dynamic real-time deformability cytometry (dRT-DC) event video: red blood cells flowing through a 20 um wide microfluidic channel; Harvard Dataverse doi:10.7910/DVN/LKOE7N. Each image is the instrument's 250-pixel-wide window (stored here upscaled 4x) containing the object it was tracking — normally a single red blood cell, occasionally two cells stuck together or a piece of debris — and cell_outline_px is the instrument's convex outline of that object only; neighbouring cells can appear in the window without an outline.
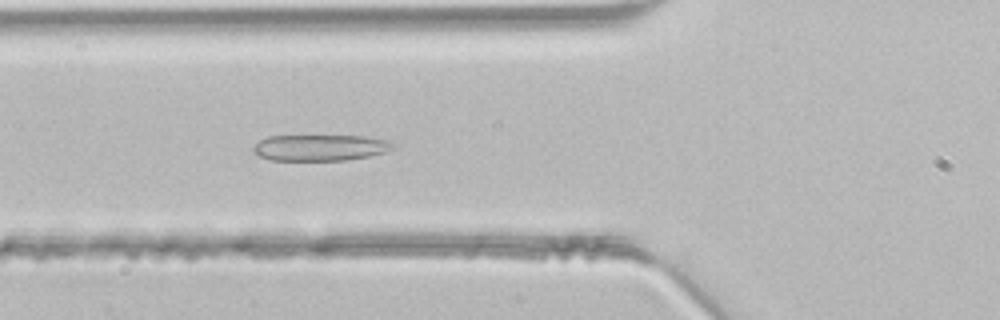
{"species": "common noctule bat (a hibernating species)", "species_latin": "Nyctalus noctula", "temperature_condition": "room temperature", "stored_images_in_passage": 45, "camera_frame_rate_fps": 3000, "um_per_image_px": 0.085, "animal": {"sex": "male", "body_mass_g": 21.5, "forearm_length_mm": 52.0}, "frame": {"image": 1, "passage_image": 16, "time_ms": 5.0, "image_size_px": [1000, 320], "cell_outline_px": [[396, 144], [392, 148], [384, 152], [368, 156], [348, 160], [272, 160], [260, 156], [252, 148], [260, 140], [268, 136], [364, 136], [388, 140]], "centroid_in_image_um": [27.24, 12.54], "position_along_channel_um": 98.6, "area_um2": 21.1}}
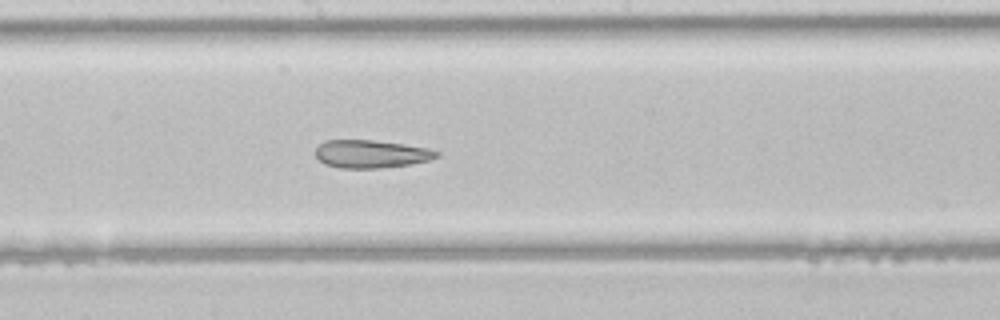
{"frame": {"image": 2, "passage_image": 24, "time_ms": 7.667, "image_size_px": [1000, 320], "cell_outline_px": [[440, 156], [428, 160], [412, 164], [380, 168], [340, 168], [324, 164], [316, 156], [316, 148], [324, 140], [372, 140], [404, 144], [428, 148], [440, 152]], "centroid_in_image_um": [31.55, 13.09], "position_along_channel_um": 216.6, "area_um2": 19.77}}
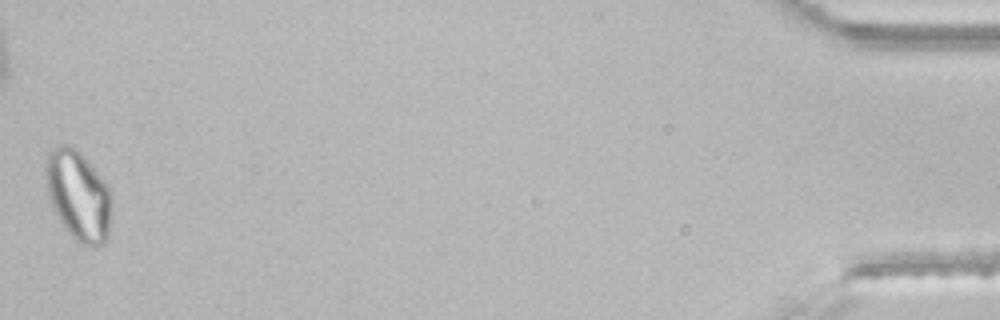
{"frame": {"image": 3, "passage_image": 45, "time_ms": 14.667, "image_size_px": [1000, 320], "cell_outline_px": [[112, 200], [108, 240], [104, 244], [96, 248], [92, 248], [76, 240], [64, 228], [48, 196], [44, 176], [44, 168], [48, 152], [56, 144], [64, 144], [80, 152], [84, 156], [108, 188]], "centroid_in_image_um": [6.65, 16.64], "position_along_channel_um": 428.6, "area_um2": 34.62}}